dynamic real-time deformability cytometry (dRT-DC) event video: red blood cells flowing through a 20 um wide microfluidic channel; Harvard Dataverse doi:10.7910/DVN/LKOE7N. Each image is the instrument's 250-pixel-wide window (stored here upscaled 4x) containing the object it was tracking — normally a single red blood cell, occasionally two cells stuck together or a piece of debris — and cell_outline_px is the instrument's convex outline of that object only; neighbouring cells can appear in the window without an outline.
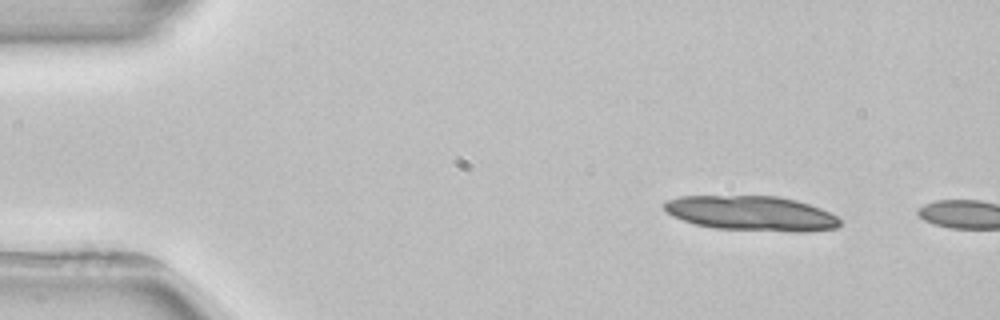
{"species": "common noctule bat (a hibernating species)", "species_latin": "Nyctalus noctula", "temperature_condition": "room temperature", "stored_images_in_passage": 2, "camera_frame_rate_fps": 3000, "um_per_image_px": 0.085, "animal": {"sex": "female", "body_mass_g": 22.7, "forearm_length_mm": 54.2}, "frame": {"image": 1, "passage_image": 1, "time_ms": 0.0, "image_size_px": [1000, 320], "cell_outline_px": [[840, 224], [836, 228], [808, 232], [788, 232], [716, 228], [696, 224], [672, 216], [664, 208], [664, 204], [668, 200], [680, 196], [776, 196], [796, 200], [820, 208], [836, 216], [840, 220]], "centroid_in_image_um": [63.9, 18.14], "position_along_channel_um": 21.1, "area_um2": 35.55}}